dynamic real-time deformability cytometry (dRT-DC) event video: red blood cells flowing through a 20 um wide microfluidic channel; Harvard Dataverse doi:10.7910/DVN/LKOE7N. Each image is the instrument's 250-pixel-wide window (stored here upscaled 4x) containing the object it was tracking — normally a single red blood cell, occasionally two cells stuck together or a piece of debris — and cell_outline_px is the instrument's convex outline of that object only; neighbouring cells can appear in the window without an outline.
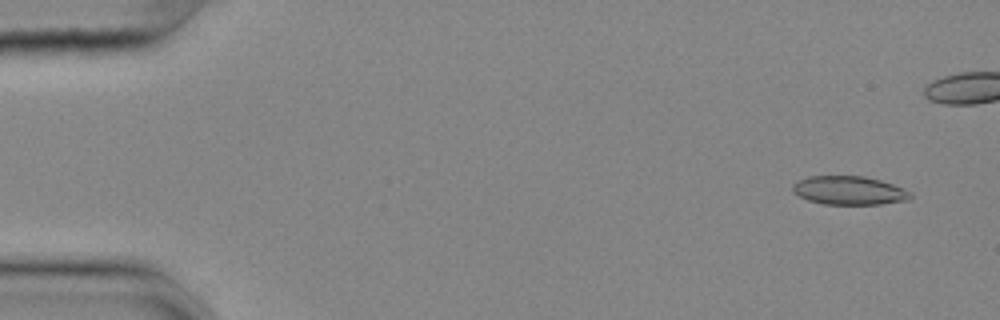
{"species": "common noctule bat (a hibernating species)", "species_latin": "Nyctalus noctula", "temperature_condition": "cold", "stored_images_in_passage": 48, "camera_frame_rate_fps": 3000, "um_per_image_px": 0.085, "animal": {"sex": "female", "body_mass_g": 25.1}, "frame": {"image": 1, "passage_image": 3, "time_ms": 0.667, "image_size_px": [1000, 320], "cell_outline_px": [[912, 196], [908, 200], [880, 204], [824, 204], [808, 200], [792, 192], [792, 184], [796, 180], [808, 176], [864, 176], [880, 180], [904, 188], [912, 192]], "centroid_in_image_um": [72.16, 16.18], "position_along_channel_um": 12.8, "area_um2": 19.77}}
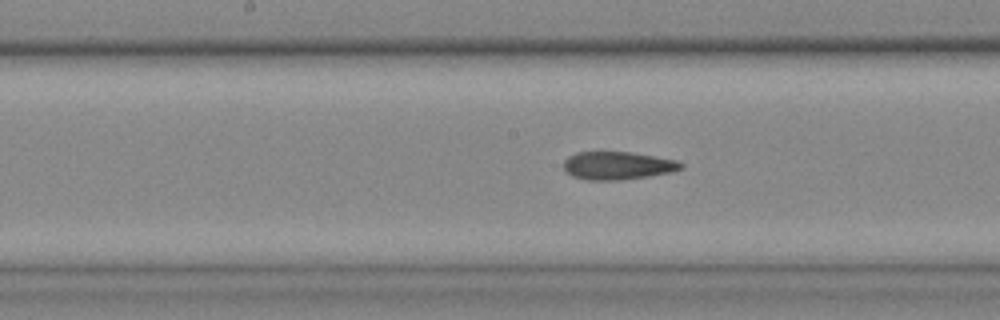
{"frame": {"image": 2, "passage_image": 28, "time_ms": 9.0, "image_size_px": [1000, 320], "cell_outline_px": [[684, 168], [672, 172], [648, 176], [620, 180], [588, 180], [572, 176], [564, 168], [564, 160], [568, 156], [576, 152], [628, 152], [656, 156], [676, 160], [684, 164]], "centroid_in_image_um": [52.52, 14.07], "position_along_channel_um": 195.7, "area_um2": 19.13}}
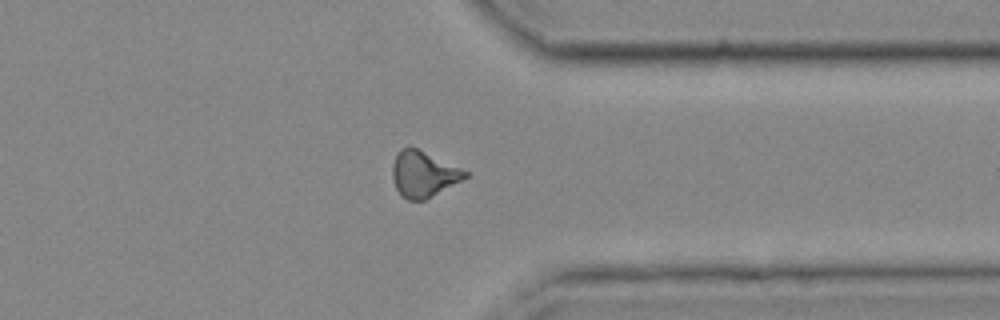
{"frame": {"image": 3, "passage_image": 43, "time_ms": 14.0, "image_size_px": [1000, 320], "cell_outline_px": [[468, 176], [424, 200], [408, 200], [400, 196], [392, 180], [392, 164], [396, 152], [400, 148], [416, 148], [460, 168], [468, 172]], "centroid_in_image_um": [35.92, 14.8], "position_along_channel_um": 375.5, "area_um2": 19.13}, "authors_computed_cell_mechanics": {"area_um2": 19.4208, "velocity_mm_per_s": 3.646, "shape_relaxation_time_tau1_ms": null, "shape_relaxation_time_tau2_ms": 4.1321, "deformation_change_tau1": null, "deformation_change_tau2": 0.1316}}